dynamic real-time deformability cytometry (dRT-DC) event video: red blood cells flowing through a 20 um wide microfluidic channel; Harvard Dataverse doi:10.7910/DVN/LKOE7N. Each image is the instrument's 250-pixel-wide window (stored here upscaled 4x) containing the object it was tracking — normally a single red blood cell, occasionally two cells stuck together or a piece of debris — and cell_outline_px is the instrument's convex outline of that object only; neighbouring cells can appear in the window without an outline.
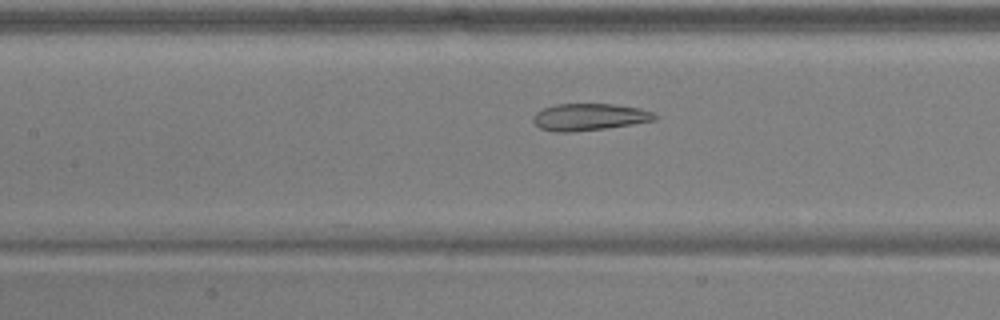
{"species": "common noctule bat (a hibernating species)", "species_latin": "Nyctalus noctula", "temperature_condition": "warm", "stored_images_in_passage": 36, "camera_frame_rate_fps": 3000, "um_per_image_px": 0.085, "animal": {"sex": "male", "body_mass_g": 17.9, "forearm_length_mm": 54.2}, "frame": {"image": 1, "passage_image": 8, "time_ms": 2.333, "image_size_px": [1000, 320], "cell_outline_px": [[660, 116], [656, 120], [632, 124], [604, 128], [572, 132], [556, 132], [540, 128], [532, 120], [532, 116], [536, 112], [544, 108], [556, 104], [612, 104], [640, 108], [652, 112]], "centroid_in_image_um": [50.1, 9.94], "position_along_channel_um": 157.3, "area_um2": 19.07}}
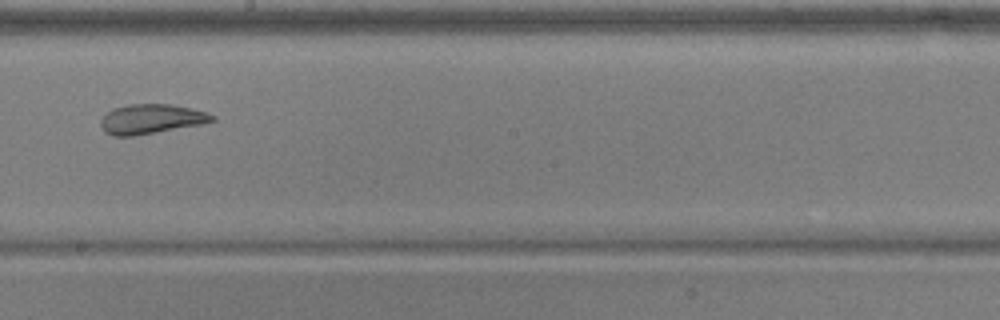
{"frame": {"image": 2, "passage_image": 14, "time_ms": 4.333, "image_size_px": [1000, 320], "cell_outline_px": [[216, 120], [204, 124], [132, 136], [112, 136], [104, 132], [100, 128], [100, 120], [112, 108], [128, 104], [172, 104], [208, 112], [216, 116]], "centroid_in_image_um": [12.85, 10.11], "position_along_channel_um": 235.3, "area_um2": 19.48}}
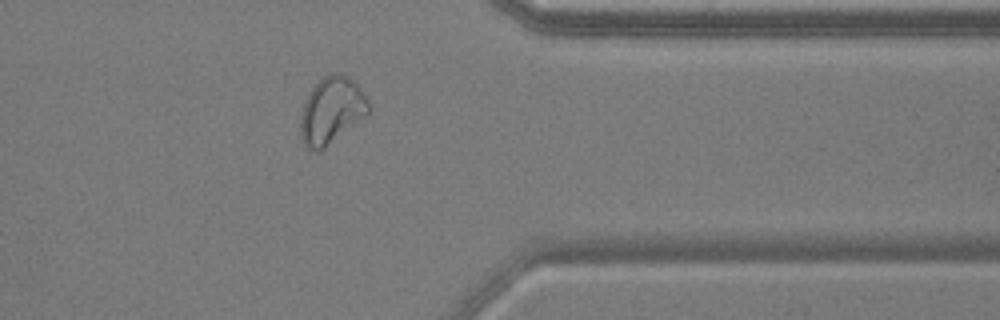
{"frame": {"image": 3, "passage_image": 26, "time_ms": 8.333, "image_size_px": [1000, 320], "cell_outline_px": [[372, 108], [368, 116], [320, 152], [316, 152], [308, 148], [304, 144], [300, 136], [300, 120], [304, 104], [312, 88], [328, 72], [340, 72], [348, 76], [364, 92]], "centroid_in_image_um": [28.22, 9.41], "position_along_channel_um": 383.2, "area_um2": 26.99}, "authors_computed_cell_mechanics": {"area_um2": 20.6924, "velocity_mm_per_s": 3.9128, "shape_relaxation_time_tau1_ms": null, "shape_relaxation_time_tau2_ms": 1.7091, "deformation_change_tau1": null, "deformation_change_tau2": 0.0895}}